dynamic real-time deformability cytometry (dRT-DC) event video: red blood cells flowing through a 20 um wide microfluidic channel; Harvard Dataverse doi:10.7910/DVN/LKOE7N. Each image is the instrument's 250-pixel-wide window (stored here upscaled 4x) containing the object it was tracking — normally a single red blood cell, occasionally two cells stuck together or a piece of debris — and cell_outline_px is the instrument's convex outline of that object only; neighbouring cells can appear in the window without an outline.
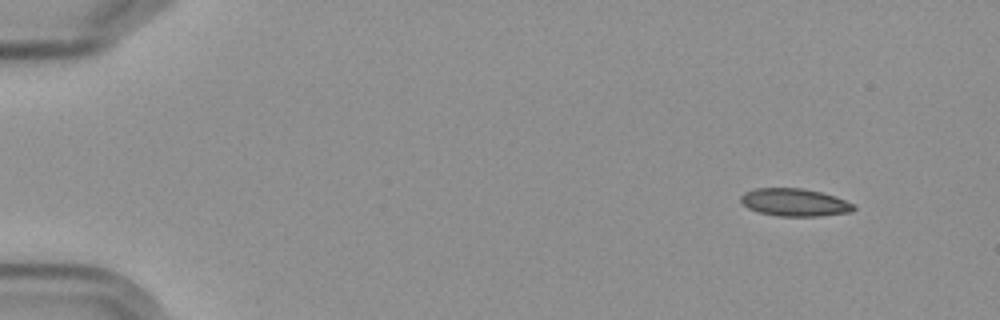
{"species": "Egyptian fruit bat (a non-hibernating species)", "species_latin": "Rousettus aegyptiacus", "temperature_condition": "cold", "stored_images_in_passage": 5, "camera_frame_rate_fps": 3000, "um_per_image_px": 0.085, "frame": {"image": 1, "passage_image": 1, "time_ms": 0.0, "image_size_px": [1000, 320], "cell_outline_px": [[856, 208], [852, 212], [820, 216], [776, 216], [760, 212], [748, 208], [740, 200], [740, 196], [744, 192], [756, 188], [804, 188], [820, 192], [856, 204]], "centroid_in_image_um": [67.55, 17.2], "position_along_channel_um": 17.5, "area_um2": 18.21}}
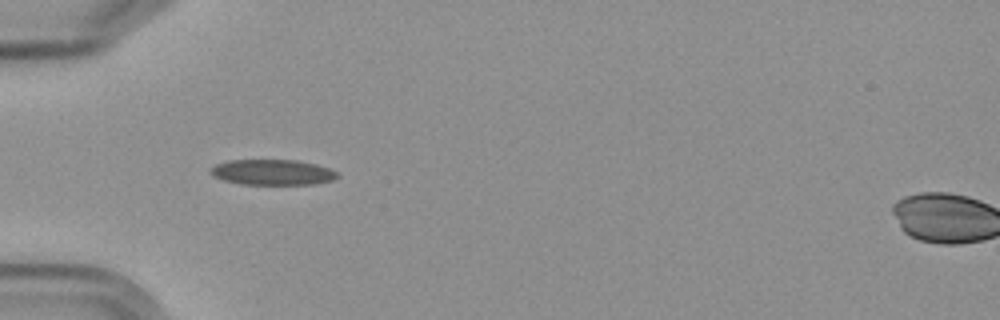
{"frame": {"image": 2, "passage_image": 4, "time_ms": 4.333, "image_size_px": [1000, 320], "cell_outline_px": [[340, 176], [332, 180], [312, 184], [240, 184], [224, 180], [212, 176], [208, 172], [208, 168], [216, 164], [228, 160], [296, 160], [316, 164], [328, 168], [336, 172]], "centroid_in_image_um": [23.1, 14.64], "position_along_channel_um": 61.9, "area_um2": 18.9}}
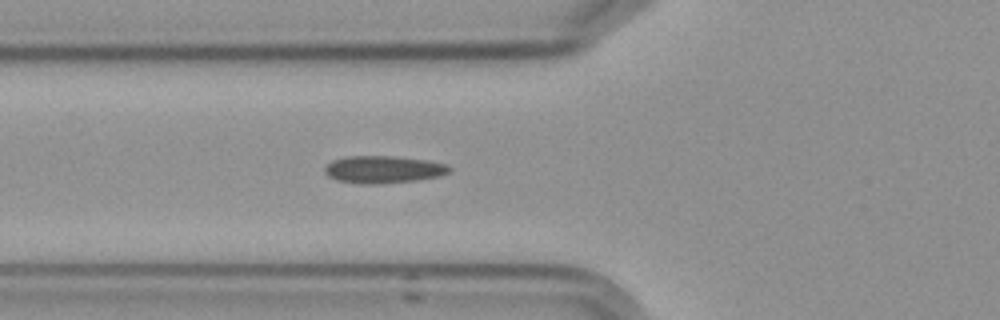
{"frame": {"image": 3, "passage_image": 5, "time_ms": 5.333, "image_size_px": [1000, 320], "cell_outline_px": [[452, 168], [448, 172], [440, 176], [416, 180], [380, 184], [360, 184], [336, 180], [328, 176], [324, 172], [324, 168], [332, 160], [348, 156], [396, 156], [428, 160], [448, 164]], "centroid_in_image_um": [32.59, 14.4], "position_along_channel_um": 93.2, "area_um2": 20.06}}